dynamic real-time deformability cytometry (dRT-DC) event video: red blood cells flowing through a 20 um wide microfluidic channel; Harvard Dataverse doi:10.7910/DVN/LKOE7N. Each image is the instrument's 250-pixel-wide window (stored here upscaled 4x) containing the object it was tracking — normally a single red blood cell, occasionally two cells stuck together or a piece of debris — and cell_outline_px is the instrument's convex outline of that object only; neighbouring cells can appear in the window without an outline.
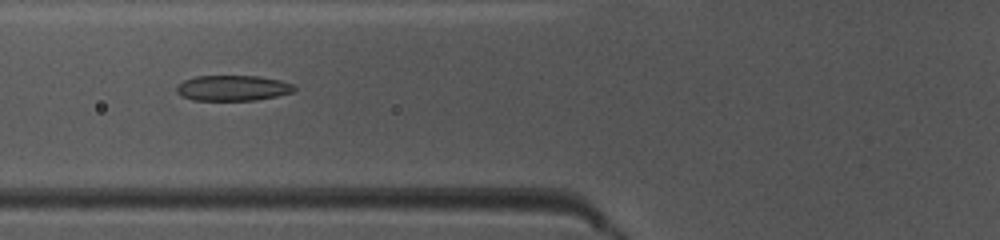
{"species": "common noctule bat (a hibernating species)", "species_latin": "Nyctalus noctula", "temperature_condition": "warm", "stored_images_in_passage": 9, "camera_frame_rate_fps": 3000, "um_per_image_px": 0.085, "animal": {"sex": "female", "body_mass_g": 10.0, "forearm_length_mm": 53.1}, "frame": {"image": 1, "passage_image": 6, "time_ms": 1.667, "image_size_px": [1000, 240], "cell_outline_px": [[296, 88], [292, 92], [276, 96], [256, 100], [192, 100], [176, 92], [176, 84], [184, 80], [196, 76], [260, 76], [280, 80], [292, 84]], "centroid_in_image_um": [19.76, 7.48], "position_along_channel_um": 106.0, "area_um2": 17.46}}